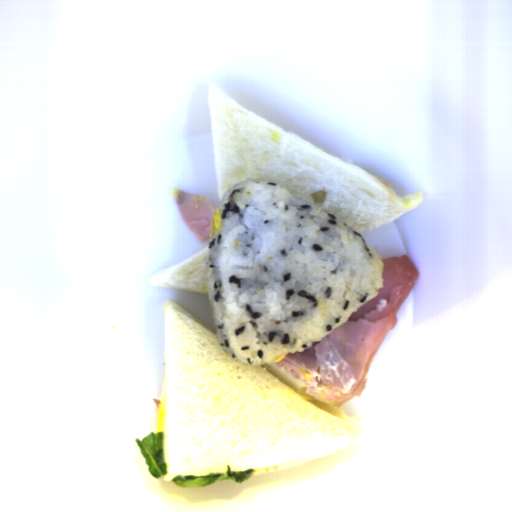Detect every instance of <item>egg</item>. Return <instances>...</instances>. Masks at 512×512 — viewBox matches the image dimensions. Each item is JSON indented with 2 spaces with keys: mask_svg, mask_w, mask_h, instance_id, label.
Returning <instances> with one entry per match:
<instances>
[{
  "mask_svg": "<svg viewBox=\"0 0 512 512\" xmlns=\"http://www.w3.org/2000/svg\"><path fill=\"white\" fill-rule=\"evenodd\" d=\"M266 368L270 371V373L278 378L280 381L285 383L287 386H289L291 389L296 391L298 394H300L303 398L306 400H316L317 398L313 397L312 395L308 394L304 383L300 382L299 380L293 378L290 376L286 371H284L280 366L276 365L275 363H268L264 364Z\"/></svg>",
  "mask_w": 512,
  "mask_h": 512,
  "instance_id": "egg-1",
  "label": "egg"
}]
</instances>
